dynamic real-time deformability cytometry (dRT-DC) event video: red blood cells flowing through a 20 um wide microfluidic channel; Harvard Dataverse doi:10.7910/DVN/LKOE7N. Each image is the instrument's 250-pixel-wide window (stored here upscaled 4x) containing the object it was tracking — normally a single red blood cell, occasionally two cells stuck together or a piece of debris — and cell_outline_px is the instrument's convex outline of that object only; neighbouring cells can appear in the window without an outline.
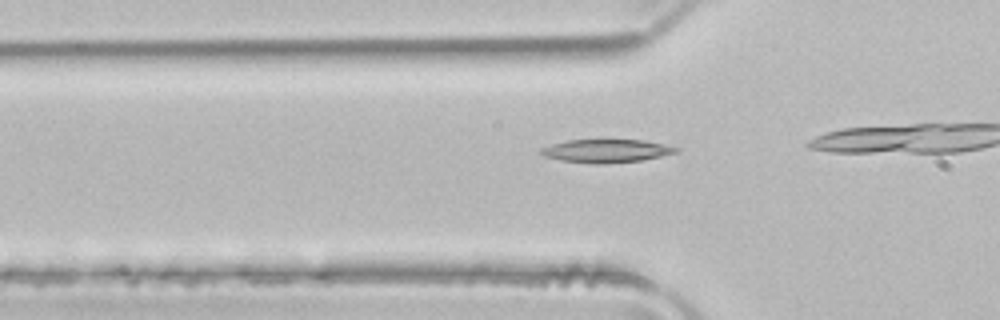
{"species": "common noctule bat (a hibernating species)", "species_latin": "Nyctalus noctula", "temperature_condition": "room temperature", "stored_images_in_passage": 11, "camera_frame_rate_fps": 3000, "um_per_image_px": 0.085, "animal": {"sex": "male", "body_mass_g": 21.5, "forearm_length_mm": 52.0}, "frame": {"image": 1, "passage_image": 7, "time_ms": 2.0, "image_size_px": [1000, 320], "cell_outline_px": [[680, 148], [676, 152], [660, 156], [640, 160], [604, 164], [596, 164], [560, 160], [544, 156], [540, 152], [540, 148], [552, 144], [568, 140], [644, 140], [664, 144]], "centroid_in_image_um": [51.51, 12.82], "position_along_channel_um": 74.3, "area_um2": 18.09}}
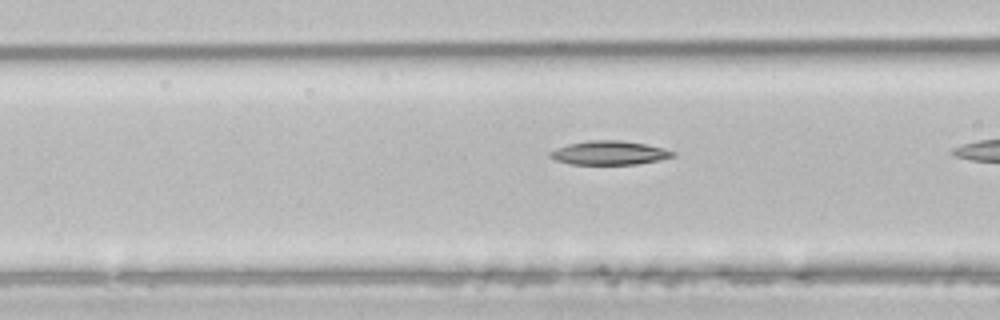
{"frame": {"image": 2, "passage_image": 10, "time_ms": 3.0, "image_size_px": [1000, 320], "cell_outline_px": [[676, 156], [660, 160], [636, 164], [572, 164], [556, 160], [548, 156], [548, 152], [556, 148], [568, 144], [588, 140], [620, 140], [644, 144], [664, 148], [676, 152]], "centroid_in_image_um": [51.8, 12.99], "position_along_channel_um": 114.8, "area_um2": 17.11}}